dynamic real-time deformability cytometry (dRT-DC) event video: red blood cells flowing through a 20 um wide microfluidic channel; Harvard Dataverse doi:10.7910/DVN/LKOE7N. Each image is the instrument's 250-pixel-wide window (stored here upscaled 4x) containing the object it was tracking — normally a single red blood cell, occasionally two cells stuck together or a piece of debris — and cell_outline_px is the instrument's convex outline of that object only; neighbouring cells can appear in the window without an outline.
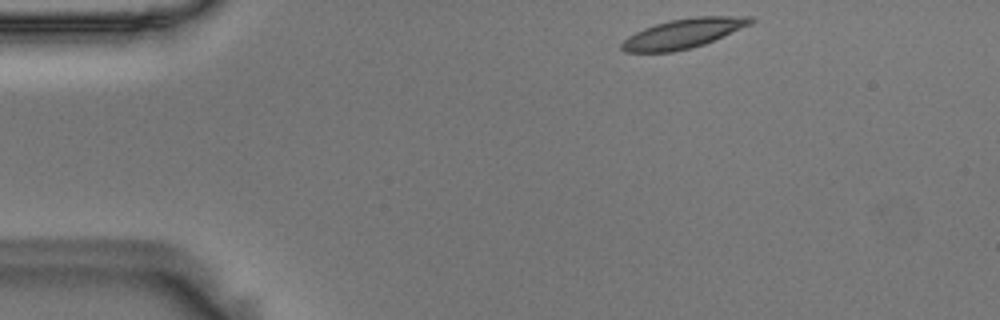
{"species": "Egyptian fruit bat (a non-hibernating species)", "species_latin": "Rousettus aegyptiacus", "temperature_condition": "room temperature", "stored_images_in_passage": 9, "camera_frame_rate_fps": 3000, "um_per_image_px": 0.085, "animal": {"sex": "male"}, "frame": {"image": 1, "passage_image": 1, "time_ms": 0.0, "image_size_px": [1000, 320], "cell_outline_px": [[756, 20], [752, 24], [704, 44], [672, 52], [624, 52], [620, 48], [620, 44], [628, 36], [644, 28], [656, 24], [672, 20], [696, 16], [752, 16]], "centroid_in_image_um": [58.1, 2.84], "position_along_channel_um": 26.9, "area_um2": 22.08}}